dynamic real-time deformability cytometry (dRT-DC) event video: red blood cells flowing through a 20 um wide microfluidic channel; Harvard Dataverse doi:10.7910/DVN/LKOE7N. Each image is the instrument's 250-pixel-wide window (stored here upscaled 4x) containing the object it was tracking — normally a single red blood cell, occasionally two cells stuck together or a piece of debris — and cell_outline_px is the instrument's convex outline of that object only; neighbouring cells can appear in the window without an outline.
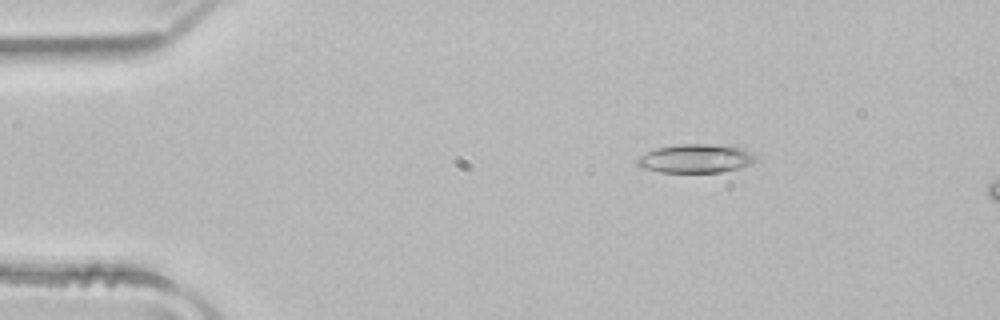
{"species": "common noctule bat (a hibernating species)", "species_latin": "Nyctalus noctula", "temperature_condition": "room temperature", "stored_images_in_passage": 3, "segment_of_instrument_passage": [1, 2], "camera_frame_rate_fps": 3000, "um_per_image_px": 0.085, "animal": {"sex": "male", "body_mass_g": 21.5, "forearm_length_mm": 52.0}, "frame": {"image": 1, "passage_image": 1, "time_ms": 0.0, "image_size_px": [1000, 320], "cell_outline_px": [[756, 160], [752, 164], [740, 168], [720, 172], [660, 172], [644, 168], [636, 164], [636, 156], [656, 148], [680, 144], [732, 144], [744, 148], [756, 156]], "centroid_in_image_um": [59.17, 13.45], "position_along_channel_um": 25.8, "area_um2": 20.23}}